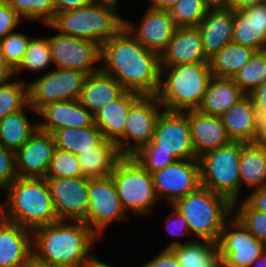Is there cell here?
<instances>
[{"instance_id": "cell-47", "label": "cell", "mask_w": 266, "mask_h": 267, "mask_svg": "<svg viewBox=\"0 0 266 267\" xmlns=\"http://www.w3.org/2000/svg\"><path fill=\"white\" fill-rule=\"evenodd\" d=\"M140 267H181L170 249H162L157 255Z\"/></svg>"}, {"instance_id": "cell-41", "label": "cell", "mask_w": 266, "mask_h": 267, "mask_svg": "<svg viewBox=\"0 0 266 267\" xmlns=\"http://www.w3.org/2000/svg\"><path fill=\"white\" fill-rule=\"evenodd\" d=\"M83 176L77 156L55 148L45 178H69Z\"/></svg>"}, {"instance_id": "cell-5", "label": "cell", "mask_w": 266, "mask_h": 267, "mask_svg": "<svg viewBox=\"0 0 266 267\" xmlns=\"http://www.w3.org/2000/svg\"><path fill=\"white\" fill-rule=\"evenodd\" d=\"M117 9L114 5L92 2L82 8L56 13L51 23L45 26L102 45L125 26V18Z\"/></svg>"}, {"instance_id": "cell-16", "label": "cell", "mask_w": 266, "mask_h": 267, "mask_svg": "<svg viewBox=\"0 0 266 267\" xmlns=\"http://www.w3.org/2000/svg\"><path fill=\"white\" fill-rule=\"evenodd\" d=\"M59 220L84 221L89 206V178H46Z\"/></svg>"}, {"instance_id": "cell-27", "label": "cell", "mask_w": 266, "mask_h": 267, "mask_svg": "<svg viewBox=\"0 0 266 267\" xmlns=\"http://www.w3.org/2000/svg\"><path fill=\"white\" fill-rule=\"evenodd\" d=\"M163 249H170L181 267H223L217 243L208 240L173 239Z\"/></svg>"}, {"instance_id": "cell-1", "label": "cell", "mask_w": 266, "mask_h": 267, "mask_svg": "<svg viewBox=\"0 0 266 267\" xmlns=\"http://www.w3.org/2000/svg\"><path fill=\"white\" fill-rule=\"evenodd\" d=\"M101 71L127 91L156 95L160 86V55L145 48L124 27L101 45Z\"/></svg>"}, {"instance_id": "cell-42", "label": "cell", "mask_w": 266, "mask_h": 267, "mask_svg": "<svg viewBox=\"0 0 266 267\" xmlns=\"http://www.w3.org/2000/svg\"><path fill=\"white\" fill-rule=\"evenodd\" d=\"M30 39V35L16 30L0 40L6 62L14 71L22 63Z\"/></svg>"}, {"instance_id": "cell-13", "label": "cell", "mask_w": 266, "mask_h": 267, "mask_svg": "<svg viewBox=\"0 0 266 267\" xmlns=\"http://www.w3.org/2000/svg\"><path fill=\"white\" fill-rule=\"evenodd\" d=\"M55 68L75 69L87 74L100 71L101 45L83 38L56 33L48 36ZM98 67V68H97Z\"/></svg>"}, {"instance_id": "cell-52", "label": "cell", "mask_w": 266, "mask_h": 267, "mask_svg": "<svg viewBox=\"0 0 266 267\" xmlns=\"http://www.w3.org/2000/svg\"><path fill=\"white\" fill-rule=\"evenodd\" d=\"M263 2L265 0H229V8L237 11Z\"/></svg>"}, {"instance_id": "cell-14", "label": "cell", "mask_w": 266, "mask_h": 267, "mask_svg": "<svg viewBox=\"0 0 266 267\" xmlns=\"http://www.w3.org/2000/svg\"><path fill=\"white\" fill-rule=\"evenodd\" d=\"M152 177L158 201L173 205L201 186L199 160H177L152 173Z\"/></svg>"}, {"instance_id": "cell-34", "label": "cell", "mask_w": 266, "mask_h": 267, "mask_svg": "<svg viewBox=\"0 0 266 267\" xmlns=\"http://www.w3.org/2000/svg\"><path fill=\"white\" fill-rule=\"evenodd\" d=\"M256 50L236 43H229L209 58L212 76L232 78L243 68Z\"/></svg>"}, {"instance_id": "cell-38", "label": "cell", "mask_w": 266, "mask_h": 267, "mask_svg": "<svg viewBox=\"0 0 266 267\" xmlns=\"http://www.w3.org/2000/svg\"><path fill=\"white\" fill-rule=\"evenodd\" d=\"M24 20L50 24L55 17L53 0H5Z\"/></svg>"}, {"instance_id": "cell-45", "label": "cell", "mask_w": 266, "mask_h": 267, "mask_svg": "<svg viewBox=\"0 0 266 267\" xmlns=\"http://www.w3.org/2000/svg\"><path fill=\"white\" fill-rule=\"evenodd\" d=\"M22 18L5 0H0V40L16 31Z\"/></svg>"}, {"instance_id": "cell-12", "label": "cell", "mask_w": 266, "mask_h": 267, "mask_svg": "<svg viewBox=\"0 0 266 267\" xmlns=\"http://www.w3.org/2000/svg\"><path fill=\"white\" fill-rule=\"evenodd\" d=\"M217 245L223 267H250L266 251V244L259 242L234 215L225 222Z\"/></svg>"}, {"instance_id": "cell-43", "label": "cell", "mask_w": 266, "mask_h": 267, "mask_svg": "<svg viewBox=\"0 0 266 267\" xmlns=\"http://www.w3.org/2000/svg\"><path fill=\"white\" fill-rule=\"evenodd\" d=\"M132 157L150 174L177 161L172 153L136 152Z\"/></svg>"}, {"instance_id": "cell-9", "label": "cell", "mask_w": 266, "mask_h": 267, "mask_svg": "<svg viewBox=\"0 0 266 267\" xmlns=\"http://www.w3.org/2000/svg\"><path fill=\"white\" fill-rule=\"evenodd\" d=\"M137 152L172 153L177 160L197 159L187 111L163 109L158 116L152 141Z\"/></svg>"}, {"instance_id": "cell-60", "label": "cell", "mask_w": 266, "mask_h": 267, "mask_svg": "<svg viewBox=\"0 0 266 267\" xmlns=\"http://www.w3.org/2000/svg\"><path fill=\"white\" fill-rule=\"evenodd\" d=\"M95 3H105L109 5H114L117 7L119 0H92Z\"/></svg>"}, {"instance_id": "cell-35", "label": "cell", "mask_w": 266, "mask_h": 267, "mask_svg": "<svg viewBox=\"0 0 266 267\" xmlns=\"http://www.w3.org/2000/svg\"><path fill=\"white\" fill-rule=\"evenodd\" d=\"M53 64L51 48L48 37H31L22 63L14 71V77H18L22 71L43 72Z\"/></svg>"}, {"instance_id": "cell-10", "label": "cell", "mask_w": 266, "mask_h": 267, "mask_svg": "<svg viewBox=\"0 0 266 267\" xmlns=\"http://www.w3.org/2000/svg\"><path fill=\"white\" fill-rule=\"evenodd\" d=\"M88 75L75 69L51 67L28 82L29 105L37 112L48 103L78 100Z\"/></svg>"}, {"instance_id": "cell-29", "label": "cell", "mask_w": 266, "mask_h": 267, "mask_svg": "<svg viewBox=\"0 0 266 267\" xmlns=\"http://www.w3.org/2000/svg\"><path fill=\"white\" fill-rule=\"evenodd\" d=\"M245 96L232 78L212 76L198 110L208 115L221 116Z\"/></svg>"}, {"instance_id": "cell-22", "label": "cell", "mask_w": 266, "mask_h": 267, "mask_svg": "<svg viewBox=\"0 0 266 267\" xmlns=\"http://www.w3.org/2000/svg\"><path fill=\"white\" fill-rule=\"evenodd\" d=\"M193 148L197 159L207 152L229 144L225 126L220 116L208 115L197 110H188Z\"/></svg>"}, {"instance_id": "cell-54", "label": "cell", "mask_w": 266, "mask_h": 267, "mask_svg": "<svg viewBox=\"0 0 266 267\" xmlns=\"http://www.w3.org/2000/svg\"><path fill=\"white\" fill-rule=\"evenodd\" d=\"M256 142L266 146V114L259 116L258 136Z\"/></svg>"}, {"instance_id": "cell-59", "label": "cell", "mask_w": 266, "mask_h": 267, "mask_svg": "<svg viewBox=\"0 0 266 267\" xmlns=\"http://www.w3.org/2000/svg\"><path fill=\"white\" fill-rule=\"evenodd\" d=\"M89 267H113V266L108 265V263L106 264L101 259H99L97 256H95Z\"/></svg>"}, {"instance_id": "cell-19", "label": "cell", "mask_w": 266, "mask_h": 267, "mask_svg": "<svg viewBox=\"0 0 266 267\" xmlns=\"http://www.w3.org/2000/svg\"><path fill=\"white\" fill-rule=\"evenodd\" d=\"M43 121L38 129L53 134L63 128H85L94 124V115L78 100H64L44 105L37 111Z\"/></svg>"}, {"instance_id": "cell-23", "label": "cell", "mask_w": 266, "mask_h": 267, "mask_svg": "<svg viewBox=\"0 0 266 267\" xmlns=\"http://www.w3.org/2000/svg\"><path fill=\"white\" fill-rule=\"evenodd\" d=\"M232 42L256 51L266 50V3L234 11Z\"/></svg>"}, {"instance_id": "cell-37", "label": "cell", "mask_w": 266, "mask_h": 267, "mask_svg": "<svg viewBox=\"0 0 266 267\" xmlns=\"http://www.w3.org/2000/svg\"><path fill=\"white\" fill-rule=\"evenodd\" d=\"M232 79L246 95L264 83L266 81V50L256 51L249 62Z\"/></svg>"}, {"instance_id": "cell-58", "label": "cell", "mask_w": 266, "mask_h": 267, "mask_svg": "<svg viewBox=\"0 0 266 267\" xmlns=\"http://www.w3.org/2000/svg\"><path fill=\"white\" fill-rule=\"evenodd\" d=\"M250 267H266V251L257 258Z\"/></svg>"}, {"instance_id": "cell-56", "label": "cell", "mask_w": 266, "mask_h": 267, "mask_svg": "<svg viewBox=\"0 0 266 267\" xmlns=\"http://www.w3.org/2000/svg\"><path fill=\"white\" fill-rule=\"evenodd\" d=\"M203 2L208 10L229 8V0H203Z\"/></svg>"}, {"instance_id": "cell-46", "label": "cell", "mask_w": 266, "mask_h": 267, "mask_svg": "<svg viewBox=\"0 0 266 267\" xmlns=\"http://www.w3.org/2000/svg\"><path fill=\"white\" fill-rule=\"evenodd\" d=\"M170 215L165 220V230L173 237H184L190 233L185 217L178 212L172 205Z\"/></svg>"}, {"instance_id": "cell-32", "label": "cell", "mask_w": 266, "mask_h": 267, "mask_svg": "<svg viewBox=\"0 0 266 267\" xmlns=\"http://www.w3.org/2000/svg\"><path fill=\"white\" fill-rule=\"evenodd\" d=\"M36 111L28 104L19 112H14L1 119L0 144L16 152L38 129V123L31 122L26 110Z\"/></svg>"}, {"instance_id": "cell-36", "label": "cell", "mask_w": 266, "mask_h": 267, "mask_svg": "<svg viewBox=\"0 0 266 267\" xmlns=\"http://www.w3.org/2000/svg\"><path fill=\"white\" fill-rule=\"evenodd\" d=\"M15 77L0 82V119L29 104L28 82Z\"/></svg>"}, {"instance_id": "cell-49", "label": "cell", "mask_w": 266, "mask_h": 267, "mask_svg": "<svg viewBox=\"0 0 266 267\" xmlns=\"http://www.w3.org/2000/svg\"><path fill=\"white\" fill-rule=\"evenodd\" d=\"M249 96L253 101L258 117L266 114V81L255 88Z\"/></svg>"}, {"instance_id": "cell-48", "label": "cell", "mask_w": 266, "mask_h": 267, "mask_svg": "<svg viewBox=\"0 0 266 267\" xmlns=\"http://www.w3.org/2000/svg\"><path fill=\"white\" fill-rule=\"evenodd\" d=\"M245 202L254 210L266 213V185L251 191Z\"/></svg>"}, {"instance_id": "cell-25", "label": "cell", "mask_w": 266, "mask_h": 267, "mask_svg": "<svg viewBox=\"0 0 266 267\" xmlns=\"http://www.w3.org/2000/svg\"><path fill=\"white\" fill-rule=\"evenodd\" d=\"M32 253V231L7 220L0 223V267H22Z\"/></svg>"}, {"instance_id": "cell-7", "label": "cell", "mask_w": 266, "mask_h": 267, "mask_svg": "<svg viewBox=\"0 0 266 267\" xmlns=\"http://www.w3.org/2000/svg\"><path fill=\"white\" fill-rule=\"evenodd\" d=\"M120 202L134 217L152 214L160 203L154 191L153 177L132 156H124L110 174Z\"/></svg>"}, {"instance_id": "cell-11", "label": "cell", "mask_w": 266, "mask_h": 267, "mask_svg": "<svg viewBox=\"0 0 266 267\" xmlns=\"http://www.w3.org/2000/svg\"><path fill=\"white\" fill-rule=\"evenodd\" d=\"M89 206L84 222L100 238L116 221H128L111 176L89 179Z\"/></svg>"}, {"instance_id": "cell-57", "label": "cell", "mask_w": 266, "mask_h": 267, "mask_svg": "<svg viewBox=\"0 0 266 267\" xmlns=\"http://www.w3.org/2000/svg\"><path fill=\"white\" fill-rule=\"evenodd\" d=\"M0 191L5 192V188L0 186ZM1 197V195H0ZM3 202L2 200H0V223L6 221V202H5V198H3Z\"/></svg>"}, {"instance_id": "cell-55", "label": "cell", "mask_w": 266, "mask_h": 267, "mask_svg": "<svg viewBox=\"0 0 266 267\" xmlns=\"http://www.w3.org/2000/svg\"><path fill=\"white\" fill-rule=\"evenodd\" d=\"M22 267H57L46 261L39 259L35 254H31Z\"/></svg>"}, {"instance_id": "cell-4", "label": "cell", "mask_w": 266, "mask_h": 267, "mask_svg": "<svg viewBox=\"0 0 266 267\" xmlns=\"http://www.w3.org/2000/svg\"><path fill=\"white\" fill-rule=\"evenodd\" d=\"M211 78L209 63L161 67L160 86L156 96L165 110H197Z\"/></svg>"}, {"instance_id": "cell-40", "label": "cell", "mask_w": 266, "mask_h": 267, "mask_svg": "<svg viewBox=\"0 0 266 267\" xmlns=\"http://www.w3.org/2000/svg\"><path fill=\"white\" fill-rule=\"evenodd\" d=\"M233 215L259 242L266 244V213L252 209L244 200L233 203Z\"/></svg>"}, {"instance_id": "cell-18", "label": "cell", "mask_w": 266, "mask_h": 267, "mask_svg": "<svg viewBox=\"0 0 266 267\" xmlns=\"http://www.w3.org/2000/svg\"><path fill=\"white\" fill-rule=\"evenodd\" d=\"M55 148L53 134L37 129L15 152L17 176L45 178Z\"/></svg>"}, {"instance_id": "cell-50", "label": "cell", "mask_w": 266, "mask_h": 267, "mask_svg": "<svg viewBox=\"0 0 266 267\" xmlns=\"http://www.w3.org/2000/svg\"><path fill=\"white\" fill-rule=\"evenodd\" d=\"M92 0H53L55 14L88 6Z\"/></svg>"}, {"instance_id": "cell-21", "label": "cell", "mask_w": 266, "mask_h": 267, "mask_svg": "<svg viewBox=\"0 0 266 267\" xmlns=\"http://www.w3.org/2000/svg\"><path fill=\"white\" fill-rule=\"evenodd\" d=\"M143 95L126 91L120 98L102 107L94 114V124L101 130L105 140L117 144L124 156V128L130 108Z\"/></svg>"}, {"instance_id": "cell-39", "label": "cell", "mask_w": 266, "mask_h": 267, "mask_svg": "<svg viewBox=\"0 0 266 267\" xmlns=\"http://www.w3.org/2000/svg\"><path fill=\"white\" fill-rule=\"evenodd\" d=\"M207 11L203 0H177L169 10L177 27H197Z\"/></svg>"}, {"instance_id": "cell-51", "label": "cell", "mask_w": 266, "mask_h": 267, "mask_svg": "<svg viewBox=\"0 0 266 267\" xmlns=\"http://www.w3.org/2000/svg\"><path fill=\"white\" fill-rule=\"evenodd\" d=\"M14 77V70L6 62L2 47L0 45V82Z\"/></svg>"}, {"instance_id": "cell-44", "label": "cell", "mask_w": 266, "mask_h": 267, "mask_svg": "<svg viewBox=\"0 0 266 267\" xmlns=\"http://www.w3.org/2000/svg\"><path fill=\"white\" fill-rule=\"evenodd\" d=\"M17 177L15 152L0 144V186L6 189Z\"/></svg>"}, {"instance_id": "cell-8", "label": "cell", "mask_w": 266, "mask_h": 267, "mask_svg": "<svg viewBox=\"0 0 266 267\" xmlns=\"http://www.w3.org/2000/svg\"><path fill=\"white\" fill-rule=\"evenodd\" d=\"M240 154L241 142L231 141L198 158L201 185L224 196L232 204L241 200Z\"/></svg>"}, {"instance_id": "cell-26", "label": "cell", "mask_w": 266, "mask_h": 267, "mask_svg": "<svg viewBox=\"0 0 266 267\" xmlns=\"http://www.w3.org/2000/svg\"><path fill=\"white\" fill-rule=\"evenodd\" d=\"M220 117L232 141L244 143L257 141L259 117L249 95L230 107Z\"/></svg>"}, {"instance_id": "cell-20", "label": "cell", "mask_w": 266, "mask_h": 267, "mask_svg": "<svg viewBox=\"0 0 266 267\" xmlns=\"http://www.w3.org/2000/svg\"><path fill=\"white\" fill-rule=\"evenodd\" d=\"M161 67L209 63L197 27H177L167 49L161 54Z\"/></svg>"}, {"instance_id": "cell-30", "label": "cell", "mask_w": 266, "mask_h": 267, "mask_svg": "<svg viewBox=\"0 0 266 267\" xmlns=\"http://www.w3.org/2000/svg\"><path fill=\"white\" fill-rule=\"evenodd\" d=\"M239 175L242 186L251 192L266 185V146L241 142Z\"/></svg>"}, {"instance_id": "cell-31", "label": "cell", "mask_w": 266, "mask_h": 267, "mask_svg": "<svg viewBox=\"0 0 266 267\" xmlns=\"http://www.w3.org/2000/svg\"><path fill=\"white\" fill-rule=\"evenodd\" d=\"M123 157L117 144L108 140H104L99 146L92 148V151L77 155L82 174L89 179L110 176Z\"/></svg>"}, {"instance_id": "cell-24", "label": "cell", "mask_w": 266, "mask_h": 267, "mask_svg": "<svg viewBox=\"0 0 266 267\" xmlns=\"http://www.w3.org/2000/svg\"><path fill=\"white\" fill-rule=\"evenodd\" d=\"M233 25L234 10L227 8L207 11L197 28L208 59L232 42Z\"/></svg>"}, {"instance_id": "cell-3", "label": "cell", "mask_w": 266, "mask_h": 267, "mask_svg": "<svg viewBox=\"0 0 266 267\" xmlns=\"http://www.w3.org/2000/svg\"><path fill=\"white\" fill-rule=\"evenodd\" d=\"M5 193L7 221L32 232L59 221L46 178L17 177Z\"/></svg>"}, {"instance_id": "cell-53", "label": "cell", "mask_w": 266, "mask_h": 267, "mask_svg": "<svg viewBox=\"0 0 266 267\" xmlns=\"http://www.w3.org/2000/svg\"><path fill=\"white\" fill-rule=\"evenodd\" d=\"M149 8L158 9V10H170L177 0H149Z\"/></svg>"}, {"instance_id": "cell-15", "label": "cell", "mask_w": 266, "mask_h": 267, "mask_svg": "<svg viewBox=\"0 0 266 267\" xmlns=\"http://www.w3.org/2000/svg\"><path fill=\"white\" fill-rule=\"evenodd\" d=\"M163 106L156 95H143L129 110L124 128V156L134 155L152 141Z\"/></svg>"}, {"instance_id": "cell-17", "label": "cell", "mask_w": 266, "mask_h": 267, "mask_svg": "<svg viewBox=\"0 0 266 267\" xmlns=\"http://www.w3.org/2000/svg\"><path fill=\"white\" fill-rule=\"evenodd\" d=\"M124 27L145 48L160 56L167 49L177 28L168 10L149 7L137 24L125 19Z\"/></svg>"}, {"instance_id": "cell-33", "label": "cell", "mask_w": 266, "mask_h": 267, "mask_svg": "<svg viewBox=\"0 0 266 267\" xmlns=\"http://www.w3.org/2000/svg\"><path fill=\"white\" fill-rule=\"evenodd\" d=\"M56 148L75 154L92 151L105 139L101 130L93 124L85 128H63L53 133Z\"/></svg>"}, {"instance_id": "cell-28", "label": "cell", "mask_w": 266, "mask_h": 267, "mask_svg": "<svg viewBox=\"0 0 266 267\" xmlns=\"http://www.w3.org/2000/svg\"><path fill=\"white\" fill-rule=\"evenodd\" d=\"M126 91L119 82L100 70L88 75L78 101L94 115Z\"/></svg>"}, {"instance_id": "cell-2", "label": "cell", "mask_w": 266, "mask_h": 267, "mask_svg": "<svg viewBox=\"0 0 266 267\" xmlns=\"http://www.w3.org/2000/svg\"><path fill=\"white\" fill-rule=\"evenodd\" d=\"M98 239L84 221L59 220L32 232V250L57 267H89Z\"/></svg>"}, {"instance_id": "cell-6", "label": "cell", "mask_w": 266, "mask_h": 267, "mask_svg": "<svg viewBox=\"0 0 266 267\" xmlns=\"http://www.w3.org/2000/svg\"><path fill=\"white\" fill-rule=\"evenodd\" d=\"M186 219L190 235L196 240L217 243L225 222L233 215V204L224 196L204 186L172 205Z\"/></svg>"}]
</instances>
